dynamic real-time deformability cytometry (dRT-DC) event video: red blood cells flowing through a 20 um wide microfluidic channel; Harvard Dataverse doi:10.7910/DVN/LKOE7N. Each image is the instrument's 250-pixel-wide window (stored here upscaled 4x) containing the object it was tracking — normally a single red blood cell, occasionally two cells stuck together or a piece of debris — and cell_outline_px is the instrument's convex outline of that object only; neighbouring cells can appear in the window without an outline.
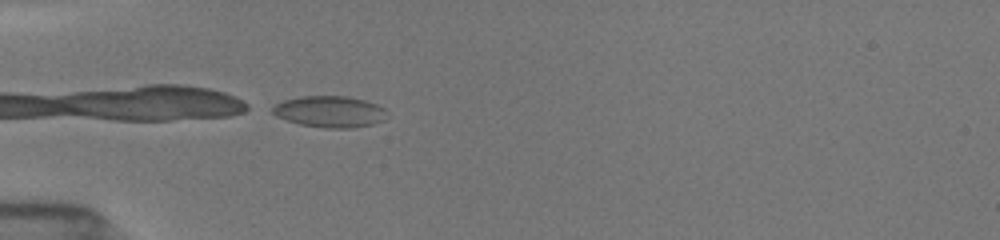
{"species": "common noctule bat (a hibernating species)", "species_latin": "Nyctalus noctula", "temperature_condition": "room temperature", "stored_images_in_passage": 10, "camera_frame_rate_fps": 3000, "um_per_image_px": 0.085, "animal": {"sex": "female", "body_mass_g": 19.5, "forearm_length_mm": 54.1}, "frame": {"image": 1, "passage_image": 1, "time_ms": 0.0, "image_size_px": [1000, 240], "cell_outline_px": [[384, 120], [372, 124], [352, 128], [324, 128], [300, 124], [276, 116], [272, 112], [272, 108], [276, 104], [284, 100], [300, 96], [344, 96], [364, 100], [376, 104], [384, 108]], "centroid_in_image_um": [28.01, 9.49], "position_along_channel_um": 57.0, "area_um2": 20.69}}
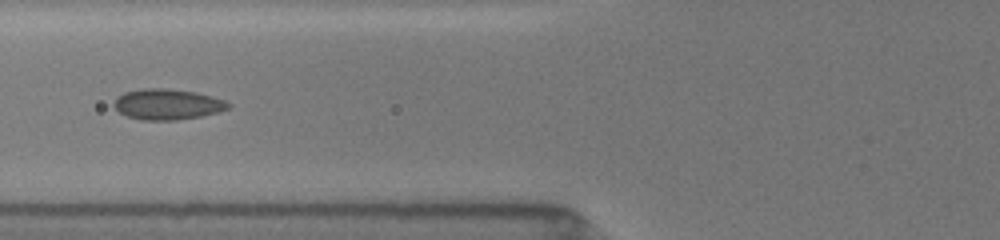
{"frame": {"image": 2, "passage_image": 5, "time_ms": 1.667, "image_size_px": [1000, 240], "cell_outline_px": [[232, 104], [228, 108], [216, 112], [200, 116], [176, 120], [140, 120], [128, 116], [120, 112], [112, 104], [116, 96], [124, 92], [144, 88], [164, 88], [196, 92], [212, 96], [224, 100]], "centroid_in_image_um": [14.2, 8.86], "position_along_channel_um": 111.6, "area_um2": 20.4}}
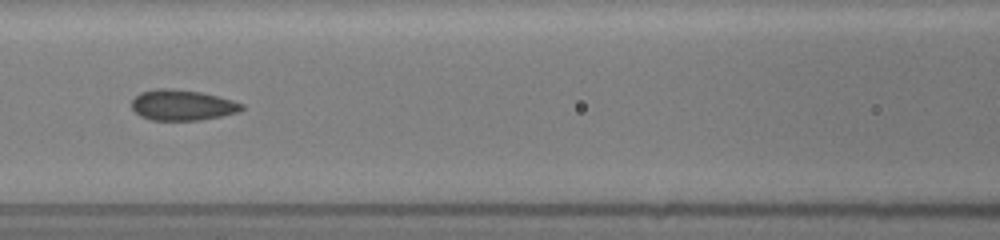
{"frame": {"image": 3, "passage_image": 8, "time_ms": 2.667, "image_size_px": [1000, 240], "cell_outline_px": [[244, 108], [236, 112], [220, 116], [200, 120], [152, 120], [140, 116], [132, 108], [132, 100], [140, 92], [156, 88], [172, 88], [200, 92], [232, 100], [244, 104]], "centroid_in_image_um": [15.46, 8.93], "position_along_channel_um": 151.1, "area_um2": 19.54}}